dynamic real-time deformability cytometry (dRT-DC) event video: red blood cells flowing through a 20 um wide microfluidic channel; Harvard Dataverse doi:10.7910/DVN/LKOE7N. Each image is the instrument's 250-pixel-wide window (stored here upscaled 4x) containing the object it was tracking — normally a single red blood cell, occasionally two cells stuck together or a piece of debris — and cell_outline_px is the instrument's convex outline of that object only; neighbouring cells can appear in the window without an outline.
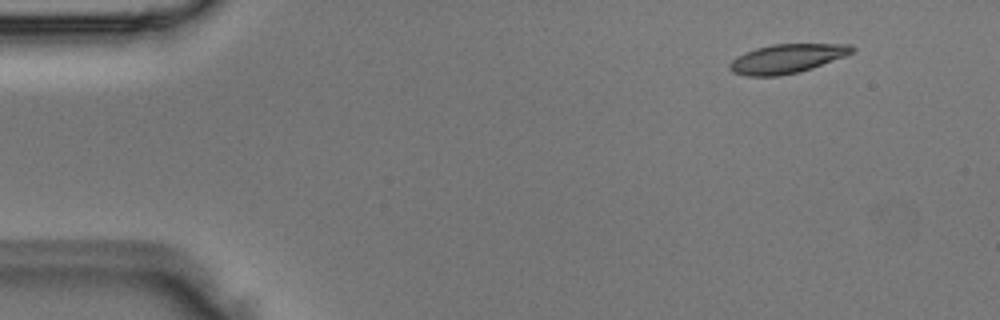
{"species": "Egyptian fruit bat (a non-hibernating species)", "species_latin": "Rousettus aegyptiacus", "temperature_condition": "room temperature", "stored_images_in_passage": 4, "camera_frame_rate_fps": 3000, "um_per_image_px": 0.085, "animal": {"sex": "male"}, "frame": {"image": 1, "passage_image": 2, "time_ms": 0.333, "image_size_px": [1000, 320], "cell_outline_px": [[856, 48], [852, 52], [844, 56], [812, 68], [800, 72], [780, 76], [744, 76], [732, 72], [728, 68], [728, 64], [736, 56], [744, 52], [756, 48], [772, 44], [852, 44]], "centroid_in_image_um": [66.84, 4.99], "position_along_channel_um": 18.2, "area_um2": 20.87}}